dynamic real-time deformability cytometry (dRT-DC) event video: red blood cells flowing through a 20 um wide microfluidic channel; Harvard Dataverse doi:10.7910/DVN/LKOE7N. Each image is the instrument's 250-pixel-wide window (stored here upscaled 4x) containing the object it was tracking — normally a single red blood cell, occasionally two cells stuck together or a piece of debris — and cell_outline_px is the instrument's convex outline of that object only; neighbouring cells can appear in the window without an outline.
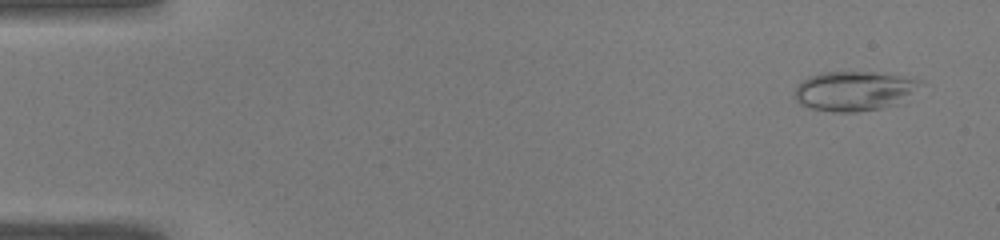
{"species": "common noctule bat (a hibernating species)", "species_latin": "Nyctalus noctula", "temperature_condition": "warm", "stored_images_in_passage": 3, "camera_frame_rate_fps": 3000, "um_per_image_px": 0.085, "animal": {"sex": "male", "body_mass_g": 19.0, "forearm_length_mm": 50.8}, "frame": {"image": 1, "passage_image": 3, "time_ms": 0.667, "image_size_px": [1000, 240], "cell_outline_px": [[924, 84], [896, 104], [880, 108], [856, 112], [832, 112], [808, 108], [800, 104], [796, 100], [796, 84], [808, 76], [824, 72], [884, 72], [924, 80]], "centroid_in_image_um": [72.61, 7.71], "position_along_channel_um": 12.4, "area_um2": 29.25}}